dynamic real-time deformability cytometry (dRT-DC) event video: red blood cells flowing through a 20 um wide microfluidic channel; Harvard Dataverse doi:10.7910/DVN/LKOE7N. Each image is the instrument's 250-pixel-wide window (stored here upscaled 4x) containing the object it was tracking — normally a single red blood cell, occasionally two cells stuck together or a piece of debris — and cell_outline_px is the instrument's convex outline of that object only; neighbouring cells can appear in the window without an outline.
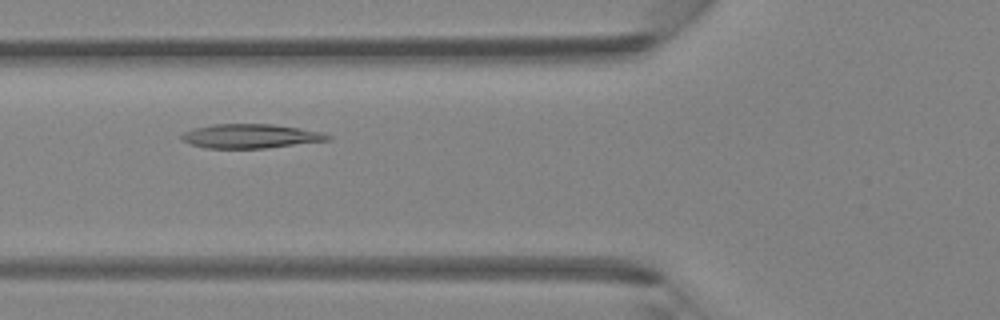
{"species": "Egyptian fruit bat (a non-hibernating species)", "species_latin": "Rousettus aegyptiacus", "temperature_condition": "room temperature", "stored_images_in_passage": 5, "camera_frame_rate_fps": 3000, "um_per_image_px": 0.085, "animal": {"sex": "female"}, "frame": {"image": 1, "passage_image": 4, "time_ms": 1.0, "image_size_px": [1000, 320], "cell_outline_px": [[332, 140], [264, 148], [208, 148], [188, 144], [180, 136], [184, 132], [196, 128], [212, 124], [272, 124], [300, 128], [320, 132], [332, 136]], "centroid_in_image_um": [21.31, 11.57], "position_along_channel_um": 104.5, "area_um2": 20.46}}
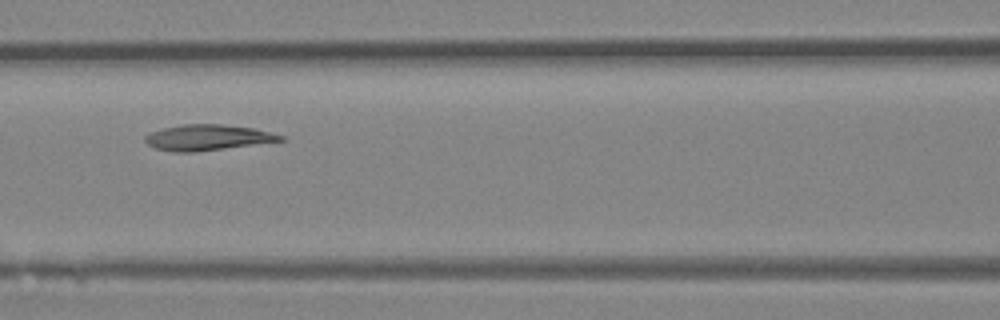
{"frame": {"image": 2, "passage_image": 5, "time_ms": 1.333, "image_size_px": [1000, 320], "cell_outline_px": [[284, 140], [192, 152], [176, 152], [156, 148], [148, 144], [144, 140], [144, 136], [148, 132], [164, 128], [184, 124], [220, 124], [252, 128], [284, 136]], "centroid_in_image_um": [17.57, 11.68], "position_along_channel_um": 149.0, "area_um2": 19.83}}